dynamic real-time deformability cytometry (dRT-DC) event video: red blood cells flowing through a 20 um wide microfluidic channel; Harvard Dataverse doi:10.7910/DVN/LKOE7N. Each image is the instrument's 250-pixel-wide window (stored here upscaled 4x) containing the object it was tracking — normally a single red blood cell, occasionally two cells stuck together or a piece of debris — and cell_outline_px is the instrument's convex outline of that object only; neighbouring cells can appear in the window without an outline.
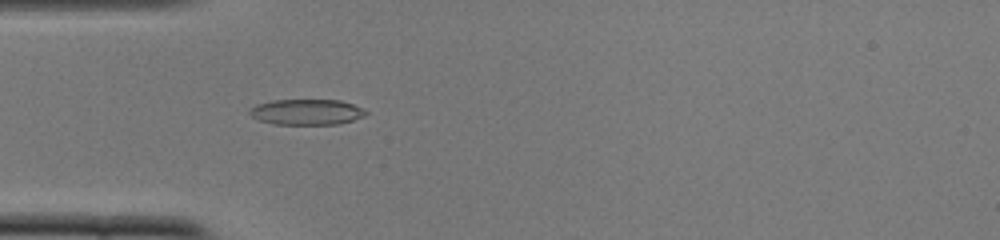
{"species": "common noctule bat (a hibernating species)", "species_latin": "Nyctalus noctula", "temperature_condition": "cold", "stored_images_in_passage": 40, "camera_frame_rate_fps": 3000, "um_per_image_px": 0.085, "animal": {"sex": "female", "body_mass_g": 22.0, "forearm_length_mm": 56.7}, "frame": {"image": 1, "passage_image": 4, "time_ms": 1.0, "image_size_px": [1000, 240], "cell_outline_px": [[368, 112], [364, 116], [340, 124], [272, 124], [260, 120], [252, 116], [248, 112], [256, 104], [272, 100], [340, 100], [352, 104]], "centroid_in_image_um": [26.05, 9.52], "position_along_channel_um": 59.0, "area_um2": 17.22}}
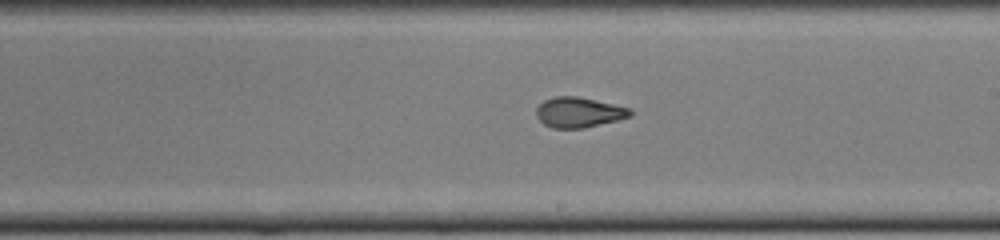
{"frame": {"image": 2, "passage_image": 18, "time_ms": 5.667, "image_size_px": [1000, 240], "cell_outline_px": [[632, 116], [584, 128], [552, 128], [544, 124], [536, 116], [536, 108], [544, 100], [556, 96], [576, 96], [596, 100], [632, 108]], "centroid_in_image_um": [49.2, 9.54], "position_along_channel_um": 239.8, "area_um2": 16.53}}
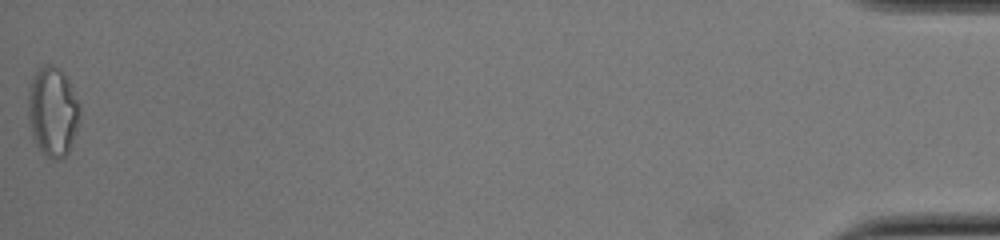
{"frame": {"image": 3, "passage_image": 40, "time_ms": 13.0, "image_size_px": [1000, 240], "cell_outline_px": [[80, 112], [76, 132], [68, 152], [64, 156], [56, 160], [44, 156], [36, 144], [32, 136], [28, 116], [28, 92], [32, 80], [36, 72], [44, 64], [52, 64], [68, 80], [80, 108]], "centroid_in_image_um": [4.46, 9.53], "position_along_channel_um": 430.7, "area_um2": 26.59}, "authors_computed_cell_mechanics": {"area_um2": 17.1088, "velocity_mm_per_s": 3.9306, "shape_relaxation_time_tau1_ms": 6.8624, "shape_relaxation_time_tau2_ms": 2.4008, "deformation_change_tau1": 0.2413, "deformation_change_tau2": 0.0938}}